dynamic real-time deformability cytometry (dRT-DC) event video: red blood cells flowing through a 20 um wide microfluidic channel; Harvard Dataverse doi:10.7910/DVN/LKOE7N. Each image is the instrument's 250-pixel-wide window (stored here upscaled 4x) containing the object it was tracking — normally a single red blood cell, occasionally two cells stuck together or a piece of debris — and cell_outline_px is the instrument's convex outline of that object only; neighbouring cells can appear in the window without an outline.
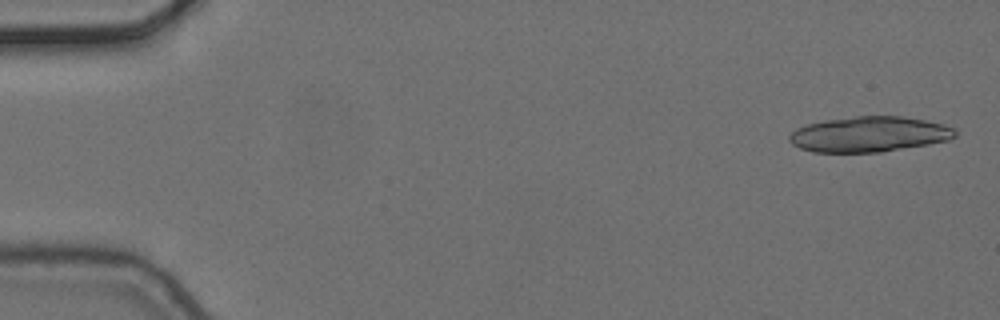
{"species": "common noctule bat (a hibernating species)", "species_latin": "Nyctalus noctula", "temperature_condition": "cold", "stored_images_in_passage": 5, "camera_frame_rate_fps": 3000, "um_per_image_px": 0.085, "animal": {"sex": "female", "body_mass_g": 24.6, "forearm_length_mm": 56.2}, "frame": {"image": 1, "passage_image": 1, "time_ms": 0.0, "image_size_px": [1000, 320], "cell_outline_px": [[956, 136], [948, 140], [928, 144], [880, 152], [812, 152], [800, 148], [792, 144], [788, 140], [788, 136], [796, 128], [804, 124], [824, 120], [856, 116], [900, 116], [924, 120], [944, 124], [956, 128]], "centroid_in_image_um": [73.85, 11.41], "position_along_channel_um": 11.1, "area_um2": 34.33}}